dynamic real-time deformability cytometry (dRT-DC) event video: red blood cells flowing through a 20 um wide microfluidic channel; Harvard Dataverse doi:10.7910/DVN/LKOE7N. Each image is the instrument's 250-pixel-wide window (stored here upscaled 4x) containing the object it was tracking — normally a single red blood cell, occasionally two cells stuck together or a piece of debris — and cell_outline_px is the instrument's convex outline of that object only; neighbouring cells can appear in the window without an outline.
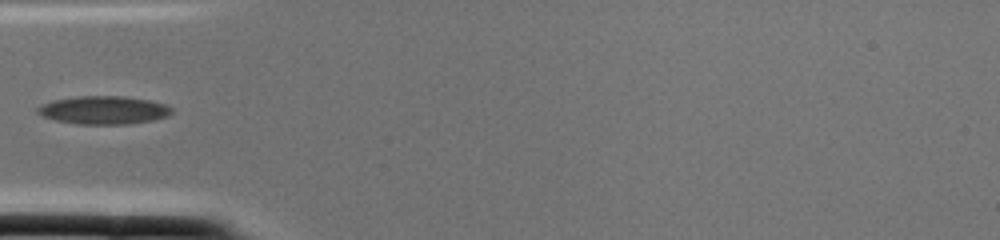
{"species": "common noctule bat (a hibernating species)", "species_latin": "Nyctalus noctula", "temperature_condition": "cold", "stored_images_in_passage": 1, "camera_frame_rate_fps": 3000, "um_per_image_px": 0.085, "animal": {"sex": "female", "body_mass_g": 22.0, "forearm_length_mm": 56.7}, "frame": {"image": 1, "passage_image": 1, "time_ms": 0.0, "image_size_px": [1000, 240], "cell_outline_px": [[172, 112], [168, 116], [152, 120], [128, 124], [76, 124], [56, 120], [40, 116], [36, 112], [36, 108], [40, 104], [52, 100], [76, 96], [124, 96], [148, 100], [164, 104], [172, 108]], "centroid_in_image_um": [8.75, 9.36], "position_along_channel_um": 76.2, "area_um2": 22.14}}